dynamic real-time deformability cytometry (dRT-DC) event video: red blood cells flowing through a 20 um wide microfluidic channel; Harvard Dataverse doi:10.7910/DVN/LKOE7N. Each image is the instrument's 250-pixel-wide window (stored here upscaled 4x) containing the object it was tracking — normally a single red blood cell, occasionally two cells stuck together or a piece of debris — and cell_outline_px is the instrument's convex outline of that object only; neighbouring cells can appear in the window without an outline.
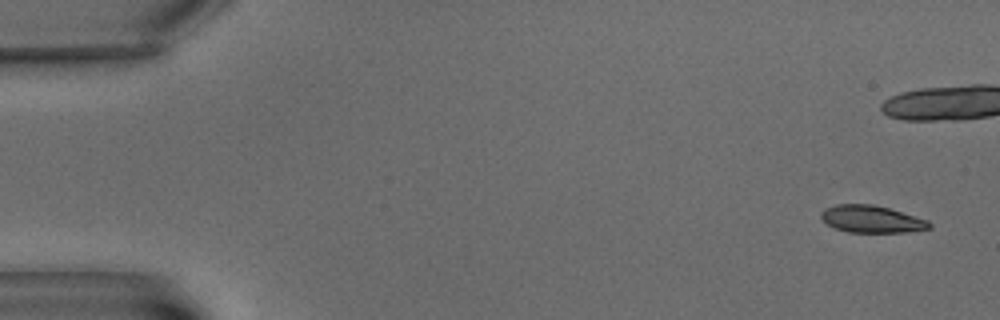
{"species": "common noctule bat (a hibernating species)", "species_latin": "Nyctalus noctula", "temperature_condition": "warm", "stored_images_in_passage": 12, "camera_frame_rate_fps": 3000, "um_per_image_px": 0.085, "animal": {"sex": "male", "body_mass_g": 15.6}, "frame": {"image": 1, "passage_image": 1, "time_ms": 0.0, "image_size_px": [1000, 320], "cell_outline_px": [[932, 228], [908, 232], [848, 232], [836, 228], [828, 224], [820, 216], [820, 212], [824, 208], [836, 204], [872, 204], [888, 208], [928, 220], [932, 224]], "centroid_in_image_um": [74.09, 18.62], "position_along_channel_um": 10.9, "area_um2": 17.11}}